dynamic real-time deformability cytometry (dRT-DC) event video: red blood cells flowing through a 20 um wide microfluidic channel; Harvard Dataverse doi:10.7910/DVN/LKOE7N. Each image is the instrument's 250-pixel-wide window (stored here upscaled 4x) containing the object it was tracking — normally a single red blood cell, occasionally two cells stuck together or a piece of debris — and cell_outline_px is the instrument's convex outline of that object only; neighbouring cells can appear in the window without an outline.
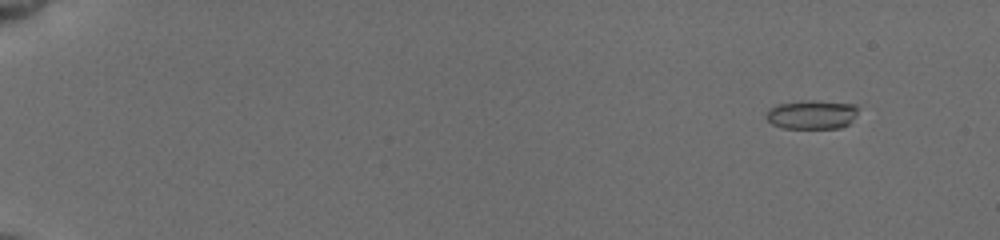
{"species": "common noctule bat (a hibernating species)", "species_latin": "Nyctalus noctula", "temperature_condition": "cold", "stored_images_in_passage": 31, "camera_frame_rate_fps": 3000, "um_per_image_px": 0.085, "animal": {"sex": "female", "body_mass_g": 19.5, "forearm_length_mm": 54.1}, "frame": {"image": 1, "passage_image": 7, "time_ms": 2.0, "image_size_px": [1000, 240], "cell_outline_px": [[856, 112], [848, 124], [840, 128], [784, 128], [772, 124], [764, 116], [768, 108], [776, 104], [800, 100], [812, 100], [856, 104]], "centroid_in_image_um": [68.93, 9.72], "position_along_channel_um": 16.1, "area_um2": 15.61}}
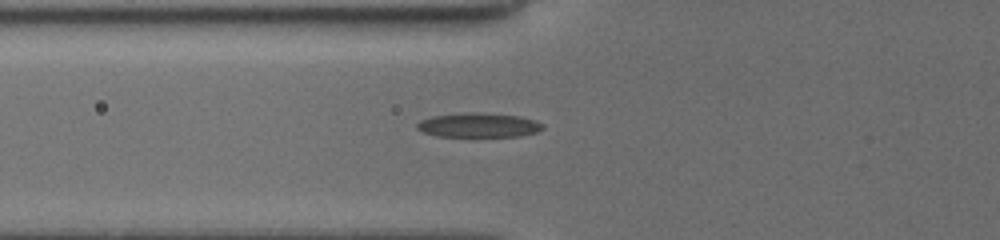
{"frame": {"image": 2, "passage_image": 28, "time_ms": 8.0, "image_size_px": [1000, 240], "cell_outline_px": [[544, 128], [536, 132], [520, 136], [436, 136], [424, 132], [416, 128], [416, 124], [420, 120], [432, 116], [472, 112], [476, 112], [520, 116], [536, 120], [544, 124]], "centroid_in_image_um": [40.7, 10.63], "position_along_channel_um": 85.1, "area_um2": 17.8}}
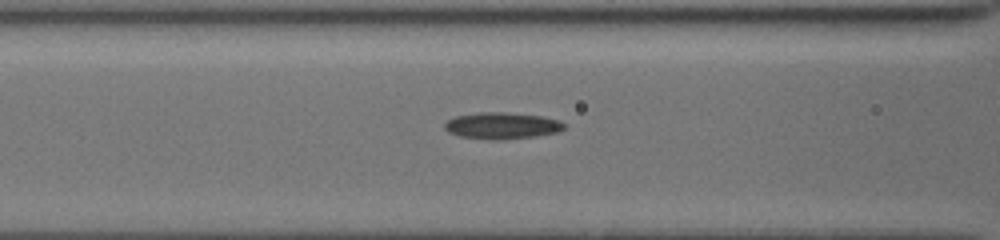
{"frame": {"image": 3, "passage_image": 31, "time_ms": 9.0, "image_size_px": [1000, 240], "cell_outline_px": [[564, 128], [560, 132], [536, 136], [504, 140], [492, 140], [460, 136], [448, 132], [444, 128], [444, 124], [448, 120], [456, 116], [476, 112], [508, 112], [544, 116], [560, 120], [564, 124]], "centroid_in_image_um": [42.69, 10.68], "position_along_channel_um": 123.9, "area_um2": 18.79}}